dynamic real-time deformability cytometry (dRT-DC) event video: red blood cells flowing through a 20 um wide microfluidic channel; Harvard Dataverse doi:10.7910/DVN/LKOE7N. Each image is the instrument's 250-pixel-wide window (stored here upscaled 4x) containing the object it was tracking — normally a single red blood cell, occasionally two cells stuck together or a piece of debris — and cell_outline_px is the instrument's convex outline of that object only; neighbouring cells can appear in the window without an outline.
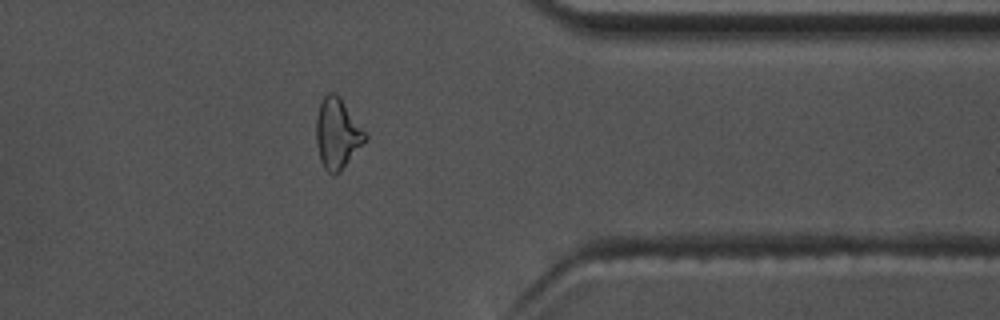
{"species": "common noctule bat (a hibernating species)", "species_latin": "Nyctalus noctula", "temperature_condition": "warm", "stored_images_in_passage": 38, "camera_frame_rate_fps": 3000, "um_per_image_px": 0.085, "animal": {"sex": "male", "body_mass_g": 17.5, "forearm_length_mm": 52.3}, "frame": {"image": 1, "passage_image": 27, "time_ms": 8.667, "image_size_px": [1000, 320], "cell_outline_px": [[368, 140], [340, 172], [332, 176], [324, 168], [320, 160], [316, 144], [316, 116], [320, 100], [328, 92], [336, 92], [340, 96], [368, 136]], "centroid_in_image_um": [28.67, 11.35], "position_along_channel_um": 382.7, "area_um2": 20.52}}